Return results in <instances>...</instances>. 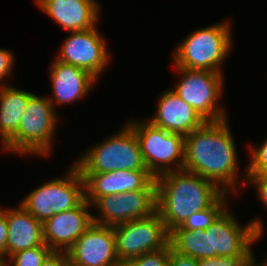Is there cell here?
<instances>
[{
	"instance_id": "20",
	"label": "cell",
	"mask_w": 267,
	"mask_h": 266,
	"mask_svg": "<svg viewBox=\"0 0 267 266\" xmlns=\"http://www.w3.org/2000/svg\"><path fill=\"white\" fill-rule=\"evenodd\" d=\"M33 93L12 85L0 86V140L3 146L18 130Z\"/></svg>"
},
{
	"instance_id": "18",
	"label": "cell",
	"mask_w": 267,
	"mask_h": 266,
	"mask_svg": "<svg viewBox=\"0 0 267 266\" xmlns=\"http://www.w3.org/2000/svg\"><path fill=\"white\" fill-rule=\"evenodd\" d=\"M152 125L184 136L202 126L206 121L196 110L174 93L172 88L158 100L156 115L148 120Z\"/></svg>"
},
{
	"instance_id": "29",
	"label": "cell",
	"mask_w": 267,
	"mask_h": 266,
	"mask_svg": "<svg viewBox=\"0 0 267 266\" xmlns=\"http://www.w3.org/2000/svg\"><path fill=\"white\" fill-rule=\"evenodd\" d=\"M8 236V225L6 220V209L0 207V266L6 262V243Z\"/></svg>"
},
{
	"instance_id": "11",
	"label": "cell",
	"mask_w": 267,
	"mask_h": 266,
	"mask_svg": "<svg viewBox=\"0 0 267 266\" xmlns=\"http://www.w3.org/2000/svg\"><path fill=\"white\" fill-rule=\"evenodd\" d=\"M156 202V179L154 178L142 190L99 197L92 204L99 211V217L93 215V222L114 227L135 219L149 217L156 212Z\"/></svg>"
},
{
	"instance_id": "17",
	"label": "cell",
	"mask_w": 267,
	"mask_h": 266,
	"mask_svg": "<svg viewBox=\"0 0 267 266\" xmlns=\"http://www.w3.org/2000/svg\"><path fill=\"white\" fill-rule=\"evenodd\" d=\"M50 81L52 98L50 102L55 105L71 104L81 100L89 91H92L96 78L84 69L57 60L50 64ZM54 101V102H53Z\"/></svg>"
},
{
	"instance_id": "19",
	"label": "cell",
	"mask_w": 267,
	"mask_h": 266,
	"mask_svg": "<svg viewBox=\"0 0 267 266\" xmlns=\"http://www.w3.org/2000/svg\"><path fill=\"white\" fill-rule=\"evenodd\" d=\"M6 220V260L16 252L44 244L43 223L34 218L21 204L18 208H6Z\"/></svg>"
},
{
	"instance_id": "13",
	"label": "cell",
	"mask_w": 267,
	"mask_h": 266,
	"mask_svg": "<svg viewBox=\"0 0 267 266\" xmlns=\"http://www.w3.org/2000/svg\"><path fill=\"white\" fill-rule=\"evenodd\" d=\"M70 266H117L113 227L91 224L67 251Z\"/></svg>"
},
{
	"instance_id": "16",
	"label": "cell",
	"mask_w": 267,
	"mask_h": 266,
	"mask_svg": "<svg viewBox=\"0 0 267 266\" xmlns=\"http://www.w3.org/2000/svg\"><path fill=\"white\" fill-rule=\"evenodd\" d=\"M37 6L68 32L97 26L100 3L97 0H35Z\"/></svg>"
},
{
	"instance_id": "24",
	"label": "cell",
	"mask_w": 267,
	"mask_h": 266,
	"mask_svg": "<svg viewBox=\"0 0 267 266\" xmlns=\"http://www.w3.org/2000/svg\"><path fill=\"white\" fill-rule=\"evenodd\" d=\"M250 160L246 167V174H267V137L259 147L249 145Z\"/></svg>"
},
{
	"instance_id": "25",
	"label": "cell",
	"mask_w": 267,
	"mask_h": 266,
	"mask_svg": "<svg viewBox=\"0 0 267 266\" xmlns=\"http://www.w3.org/2000/svg\"><path fill=\"white\" fill-rule=\"evenodd\" d=\"M169 255L170 244L161 250L133 258L127 263V266H171L168 261Z\"/></svg>"
},
{
	"instance_id": "22",
	"label": "cell",
	"mask_w": 267,
	"mask_h": 266,
	"mask_svg": "<svg viewBox=\"0 0 267 266\" xmlns=\"http://www.w3.org/2000/svg\"><path fill=\"white\" fill-rule=\"evenodd\" d=\"M228 194L229 193L223 192L208 208L195 212L173 230L193 231L196 229H207L227 208H229L227 207Z\"/></svg>"
},
{
	"instance_id": "8",
	"label": "cell",
	"mask_w": 267,
	"mask_h": 266,
	"mask_svg": "<svg viewBox=\"0 0 267 266\" xmlns=\"http://www.w3.org/2000/svg\"><path fill=\"white\" fill-rule=\"evenodd\" d=\"M176 68L181 77L176 88L172 89L174 93L192 106L205 121L226 119L225 108L218 104L224 91L223 73Z\"/></svg>"
},
{
	"instance_id": "6",
	"label": "cell",
	"mask_w": 267,
	"mask_h": 266,
	"mask_svg": "<svg viewBox=\"0 0 267 266\" xmlns=\"http://www.w3.org/2000/svg\"><path fill=\"white\" fill-rule=\"evenodd\" d=\"M72 165L65 176L47 181L28 193L20 201L21 206L42 223L56 213L79 206L86 199L85 181Z\"/></svg>"
},
{
	"instance_id": "3",
	"label": "cell",
	"mask_w": 267,
	"mask_h": 266,
	"mask_svg": "<svg viewBox=\"0 0 267 266\" xmlns=\"http://www.w3.org/2000/svg\"><path fill=\"white\" fill-rule=\"evenodd\" d=\"M230 24L223 21L186 36L173 52L175 67L222 73L221 64L233 49Z\"/></svg>"
},
{
	"instance_id": "27",
	"label": "cell",
	"mask_w": 267,
	"mask_h": 266,
	"mask_svg": "<svg viewBox=\"0 0 267 266\" xmlns=\"http://www.w3.org/2000/svg\"><path fill=\"white\" fill-rule=\"evenodd\" d=\"M244 181L256 187L258 199L267 208V174H246ZM248 181V182H247Z\"/></svg>"
},
{
	"instance_id": "33",
	"label": "cell",
	"mask_w": 267,
	"mask_h": 266,
	"mask_svg": "<svg viewBox=\"0 0 267 266\" xmlns=\"http://www.w3.org/2000/svg\"><path fill=\"white\" fill-rule=\"evenodd\" d=\"M117 266H127V263H120L119 265Z\"/></svg>"
},
{
	"instance_id": "28",
	"label": "cell",
	"mask_w": 267,
	"mask_h": 266,
	"mask_svg": "<svg viewBox=\"0 0 267 266\" xmlns=\"http://www.w3.org/2000/svg\"><path fill=\"white\" fill-rule=\"evenodd\" d=\"M13 56L14 54L9 50L0 48V86L9 85L3 83V80L7 79L6 77H9V75L12 74L15 63Z\"/></svg>"
},
{
	"instance_id": "12",
	"label": "cell",
	"mask_w": 267,
	"mask_h": 266,
	"mask_svg": "<svg viewBox=\"0 0 267 266\" xmlns=\"http://www.w3.org/2000/svg\"><path fill=\"white\" fill-rule=\"evenodd\" d=\"M68 33L55 58L86 70L98 80L110 62L107 42L100 36L98 27Z\"/></svg>"
},
{
	"instance_id": "7",
	"label": "cell",
	"mask_w": 267,
	"mask_h": 266,
	"mask_svg": "<svg viewBox=\"0 0 267 266\" xmlns=\"http://www.w3.org/2000/svg\"><path fill=\"white\" fill-rule=\"evenodd\" d=\"M135 132L146 168L157 178L183 170L185 136L152 125L147 119L127 123Z\"/></svg>"
},
{
	"instance_id": "26",
	"label": "cell",
	"mask_w": 267,
	"mask_h": 266,
	"mask_svg": "<svg viewBox=\"0 0 267 266\" xmlns=\"http://www.w3.org/2000/svg\"><path fill=\"white\" fill-rule=\"evenodd\" d=\"M255 256H217L199 259L198 266H248Z\"/></svg>"
},
{
	"instance_id": "4",
	"label": "cell",
	"mask_w": 267,
	"mask_h": 266,
	"mask_svg": "<svg viewBox=\"0 0 267 266\" xmlns=\"http://www.w3.org/2000/svg\"><path fill=\"white\" fill-rule=\"evenodd\" d=\"M55 111L48 97L33 94L28 99L17 132L2 149L20 155H50L58 123Z\"/></svg>"
},
{
	"instance_id": "5",
	"label": "cell",
	"mask_w": 267,
	"mask_h": 266,
	"mask_svg": "<svg viewBox=\"0 0 267 266\" xmlns=\"http://www.w3.org/2000/svg\"><path fill=\"white\" fill-rule=\"evenodd\" d=\"M123 127L107 140L91 146L73 163L80 173L148 170L134 130L128 124Z\"/></svg>"
},
{
	"instance_id": "31",
	"label": "cell",
	"mask_w": 267,
	"mask_h": 266,
	"mask_svg": "<svg viewBox=\"0 0 267 266\" xmlns=\"http://www.w3.org/2000/svg\"><path fill=\"white\" fill-rule=\"evenodd\" d=\"M168 261L171 266H198V261L196 259L175 252L171 246Z\"/></svg>"
},
{
	"instance_id": "21",
	"label": "cell",
	"mask_w": 267,
	"mask_h": 266,
	"mask_svg": "<svg viewBox=\"0 0 267 266\" xmlns=\"http://www.w3.org/2000/svg\"><path fill=\"white\" fill-rule=\"evenodd\" d=\"M169 244L175 252L196 260L209 258L208 235L203 229L171 230Z\"/></svg>"
},
{
	"instance_id": "14",
	"label": "cell",
	"mask_w": 267,
	"mask_h": 266,
	"mask_svg": "<svg viewBox=\"0 0 267 266\" xmlns=\"http://www.w3.org/2000/svg\"><path fill=\"white\" fill-rule=\"evenodd\" d=\"M92 206L86 199L77 207L56 213L43 223V240L52 251L67 252L93 224Z\"/></svg>"
},
{
	"instance_id": "30",
	"label": "cell",
	"mask_w": 267,
	"mask_h": 266,
	"mask_svg": "<svg viewBox=\"0 0 267 266\" xmlns=\"http://www.w3.org/2000/svg\"><path fill=\"white\" fill-rule=\"evenodd\" d=\"M41 266H70L67 252L52 251Z\"/></svg>"
},
{
	"instance_id": "1",
	"label": "cell",
	"mask_w": 267,
	"mask_h": 266,
	"mask_svg": "<svg viewBox=\"0 0 267 266\" xmlns=\"http://www.w3.org/2000/svg\"><path fill=\"white\" fill-rule=\"evenodd\" d=\"M227 121H206L185 136L183 170L213 182L225 193H237L239 160Z\"/></svg>"
},
{
	"instance_id": "23",
	"label": "cell",
	"mask_w": 267,
	"mask_h": 266,
	"mask_svg": "<svg viewBox=\"0 0 267 266\" xmlns=\"http://www.w3.org/2000/svg\"><path fill=\"white\" fill-rule=\"evenodd\" d=\"M51 252L52 250L44 243L41 246L12 254L6 260L4 266H41Z\"/></svg>"
},
{
	"instance_id": "2",
	"label": "cell",
	"mask_w": 267,
	"mask_h": 266,
	"mask_svg": "<svg viewBox=\"0 0 267 266\" xmlns=\"http://www.w3.org/2000/svg\"><path fill=\"white\" fill-rule=\"evenodd\" d=\"M155 179L156 211L169 232L223 193L213 182L186 170L170 171Z\"/></svg>"
},
{
	"instance_id": "10",
	"label": "cell",
	"mask_w": 267,
	"mask_h": 266,
	"mask_svg": "<svg viewBox=\"0 0 267 266\" xmlns=\"http://www.w3.org/2000/svg\"><path fill=\"white\" fill-rule=\"evenodd\" d=\"M227 208L207 229L209 258L217 256H254L252 245L263 235L261 219L242 226Z\"/></svg>"
},
{
	"instance_id": "15",
	"label": "cell",
	"mask_w": 267,
	"mask_h": 266,
	"mask_svg": "<svg viewBox=\"0 0 267 266\" xmlns=\"http://www.w3.org/2000/svg\"><path fill=\"white\" fill-rule=\"evenodd\" d=\"M86 200L92 205L99 197L144 189L155 177L148 170H116L81 173Z\"/></svg>"
},
{
	"instance_id": "32",
	"label": "cell",
	"mask_w": 267,
	"mask_h": 266,
	"mask_svg": "<svg viewBox=\"0 0 267 266\" xmlns=\"http://www.w3.org/2000/svg\"><path fill=\"white\" fill-rule=\"evenodd\" d=\"M266 261H264L263 263H256L257 260L256 258L254 257L250 262H249V265L248 266H267V257L265 258Z\"/></svg>"
},
{
	"instance_id": "9",
	"label": "cell",
	"mask_w": 267,
	"mask_h": 266,
	"mask_svg": "<svg viewBox=\"0 0 267 266\" xmlns=\"http://www.w3.org/2000/svg\"><path fill=\"white\" fill-rule=\"evenodd\" d=\"M116 254L120 263L169 245L170 232L156 211L153 215L113 227Z\"/></svg>"
}]
</instances>
